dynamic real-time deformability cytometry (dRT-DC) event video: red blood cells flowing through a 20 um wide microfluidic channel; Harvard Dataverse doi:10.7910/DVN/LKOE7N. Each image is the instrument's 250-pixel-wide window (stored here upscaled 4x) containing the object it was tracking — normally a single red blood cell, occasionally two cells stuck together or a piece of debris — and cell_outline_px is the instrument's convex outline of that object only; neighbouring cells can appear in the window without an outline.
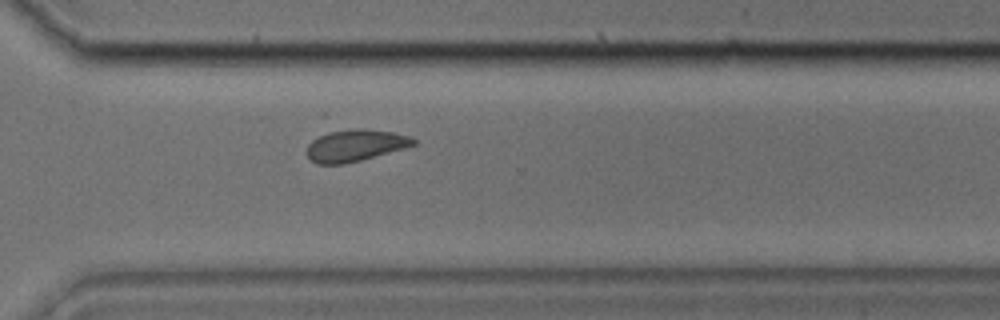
{"species": "common noctule bat (a hibernating species)", "species_latin": "Nyctalus noctula", "temperature_condition": "cold", "stored_images_in_passage": 28, "camera_frame_rate_fps": 3000, "um_per_image_px": 0.085, "animal": {"sex": "male", "body_mass_g": 17.9, "forearm_length_mm": 54.2}, "frame": {"image": 1, "passage_image": 24, "time_ms": 7.667, "image_size_px": [1000, 320], "cell_outline_px": [[416, 144], [404, 148], [360, 160], [344, 164], [316, 164], [308, 156], [308, 144], [312, 140], [328, 132], [356, 128], [364, 128], [392, 132], [408, 136], [416, 140]], "centroid_in_image_um": [30.19, 12.36], "position_along_channel_um": 340.4, "area_um2": 19.48}}